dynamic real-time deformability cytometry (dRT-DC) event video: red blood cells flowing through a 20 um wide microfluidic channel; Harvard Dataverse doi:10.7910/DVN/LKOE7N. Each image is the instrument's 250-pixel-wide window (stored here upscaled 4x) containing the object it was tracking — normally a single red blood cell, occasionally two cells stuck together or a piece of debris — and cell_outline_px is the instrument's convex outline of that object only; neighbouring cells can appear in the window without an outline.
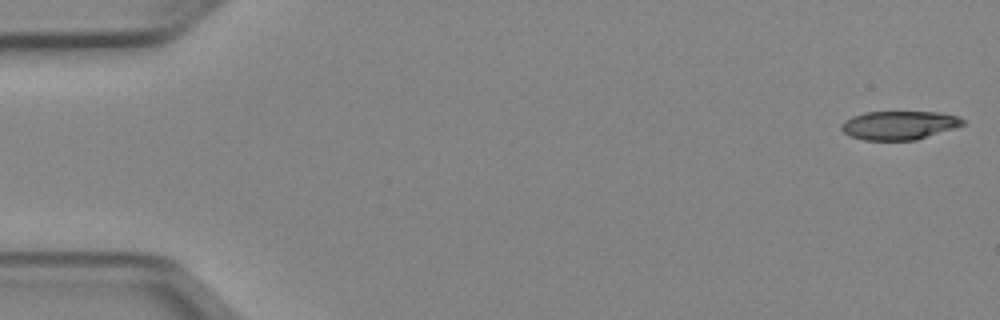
{"species": "Egyptian fruit bat (a non-hibernating species)", "species_latin": "Rousettus aegyptiacus", "temperature_condition": "cold", "stored_images_in_passage": 51, "camera_frame_rate_fps": 3000, "um_per_image_px": 0.085, "animal": {"sex": "female"}, "frame": {"image": 1, "passage_image": 1, "time_ms": 0.0, "image_size_px": [1000, 320], "cell_outline_px": [[964, 124], [916, 140], [864, 140], [848, 136], [840, 128], [840, 124], [844, 120], [852, 116], [864, 112], [940, 112], [960, 116], [964, 120]], "centroid_in_image_um": [76.38, 10.64], "position_along_channel_um": 8.6, "area_um2": 20.35}}
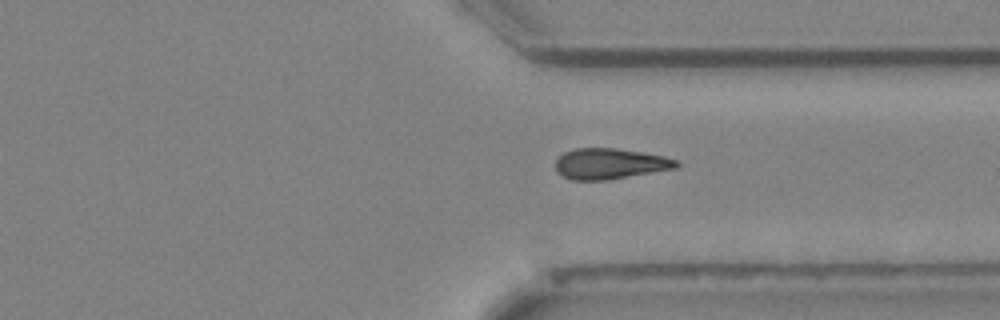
{"frame": {"image": 2, "passage_image": 38, "time_ms": 12.333, "image_size_px": [1000, 320], "cell_outline_px": [[680, 164], [676, 168], [608, 180], [572, 180], [556, 172], [556, 160], [564, 152], [576, 148], [616, 148], [664, 156], [680, 160]], "centroid_in_image_um": [51.86, 13.92], "position_along_channel_um": 359.5, "area_um2": 21.68}}
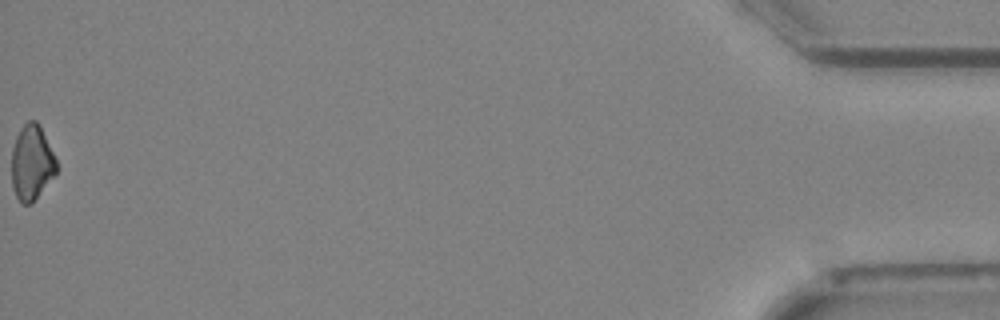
{"frame": {"image": 3, "passage_image": 51, "time_ms": 16.667, "image_size_px": [1000, 320], "cell_outline_px": [[56, 172], [32, 204], [20, 204], [16, 196], [12, 184], [12, 148], [16, 136], [20, 128], [28, 120], [36, 120], [56, 160]], "centroid_in_image_um": [2.66, 13.85], "position_along_channel_um": 432.5, "area_um2": 19.31}, "authors_computed_cell_mechanics": {"area_um2": 22.0218, "velocity_mm_per_s": 3.9901, "shape_relaxation_time_tau1_ms": 4.4178, "shape_relaxation_time_tau2_ms": null, "deformation_change_tau1": 0.1232, "deformation_change_tau2": null}}